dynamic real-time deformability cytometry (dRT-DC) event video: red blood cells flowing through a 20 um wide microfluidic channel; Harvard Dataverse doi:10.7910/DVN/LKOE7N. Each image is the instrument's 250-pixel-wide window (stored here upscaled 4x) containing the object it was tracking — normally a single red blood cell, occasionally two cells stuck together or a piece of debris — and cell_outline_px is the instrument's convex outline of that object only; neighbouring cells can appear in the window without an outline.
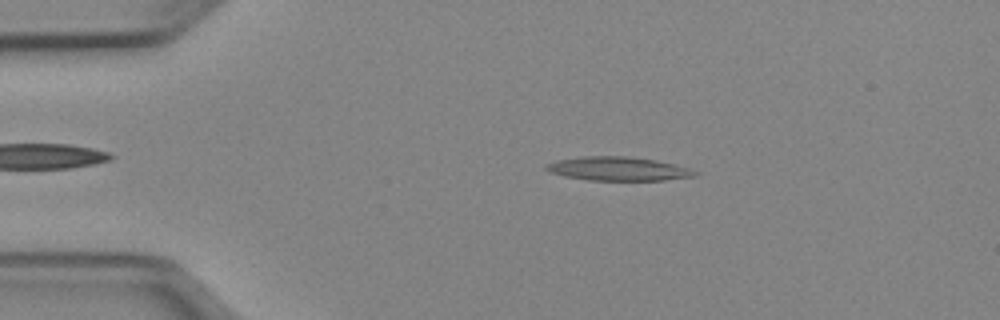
{"species": "Egyptian fruit bat (a non-hibernating species)", "species_latin": "Rousettus aegyptiacus", "temperature_condition": "cold", "stored_images_in_passage": 47, "camera_frame_rate_fps": 3000, "um_per_image_px": 0.085, "animal": {"sex": "female"}, "frame": {"image": 1, "passage_image": 6, "time_ms": 1.667, "image_size_px": [1000, 320], "cell_outline_px": [[700, 172], [696, 176], [664, 180], [588, 180], [564, 176], [552, 172], [544, 168], [544, 164], [556, 160], [580, 156], [628, 156], [656, 160], [688, 168]], "centroid_in_image_um": [52.52, 14.34], "position_along_channel_um": 32.5, "area_um2": 20.63}}
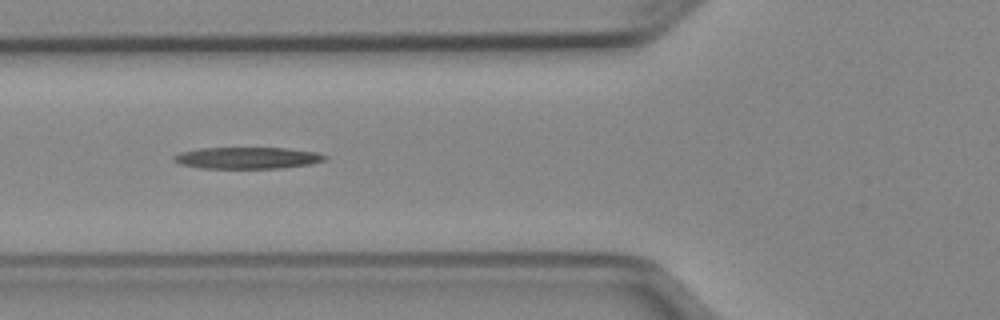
{"frame": {"image": 2, "passage_image": 15, "time_ms": 4.667, "image_size_px": [1000, 320], "cell_outline_px": [[328, 156], [324, 160], [308, 164], [280, 168], [200, 168], [180, 164], [172, 160], [172, 156], [180, 152], [200, 148], [284, 148], [316, 152]], "centroid_in_image_um": [20.97, 13.42], "position_along_channel_um": 104.8, "area_um2": 18.9}}
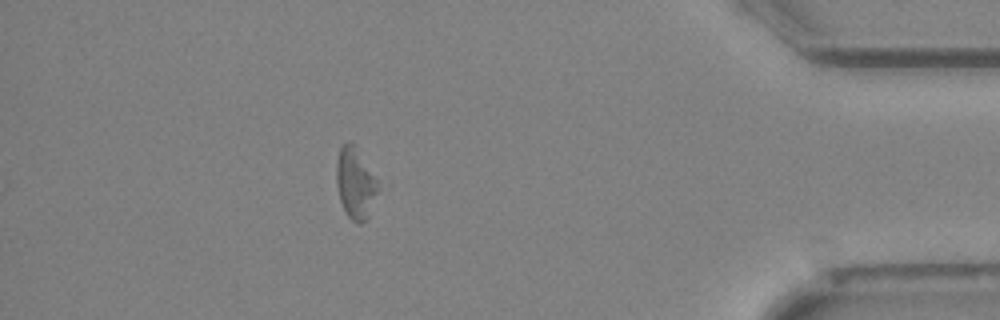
{"frame": {"image": 3, "passage_image": 41, "time_ms": 13.333, "image_size_px": [1000, 320], "cell_outline_px": [[380, 188], [368, 216], [360, 224], [352, 220], [344, 212], [340, 200], [336, 184], [336, 160], [340, 148], [348, 140], [356, 144], [380, 180]], "centroid_in_image_um": [30.24, 15.51], "position_along_channel_um": 405.0, "area_um2": 17.98}}